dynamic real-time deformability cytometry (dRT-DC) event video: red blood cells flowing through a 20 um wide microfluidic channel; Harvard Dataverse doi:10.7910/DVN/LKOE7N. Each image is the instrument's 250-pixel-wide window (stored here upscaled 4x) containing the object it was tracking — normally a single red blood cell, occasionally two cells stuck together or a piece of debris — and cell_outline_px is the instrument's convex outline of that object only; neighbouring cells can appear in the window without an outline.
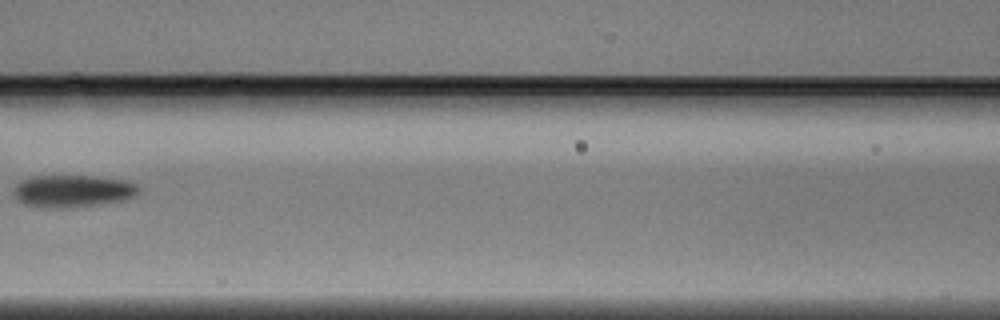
{"species": "Egyptian fruit bat (a non-hibernating species)", "species_latin": "Rousettus aegyptiacus", "temperature_condition": "warm", "stored_images_in_passage": 3, "camera_frame_rate_fps": 3000, "um_per_image_px": 0.085, "animal": {"sex": "male"}, "frame": {"image": 1, "passage_image": 3, "time_ms": 0.667, "image_size_px": [1000, 320], "cell_outline_px": [[140, 192], [136, 196], [124, 200], [96, 204], [60, 208], [56, 208], [24, 204], [16, 200], [12, 192], [16, 184], [20, 180], [32, 176], [92, 176], [120, 180], [136, 184], [140, 188]], "centroid_in_image_um": [6.14, 16.23], "position_along_channel_um": 160.5, "area_um2": 23.35}}